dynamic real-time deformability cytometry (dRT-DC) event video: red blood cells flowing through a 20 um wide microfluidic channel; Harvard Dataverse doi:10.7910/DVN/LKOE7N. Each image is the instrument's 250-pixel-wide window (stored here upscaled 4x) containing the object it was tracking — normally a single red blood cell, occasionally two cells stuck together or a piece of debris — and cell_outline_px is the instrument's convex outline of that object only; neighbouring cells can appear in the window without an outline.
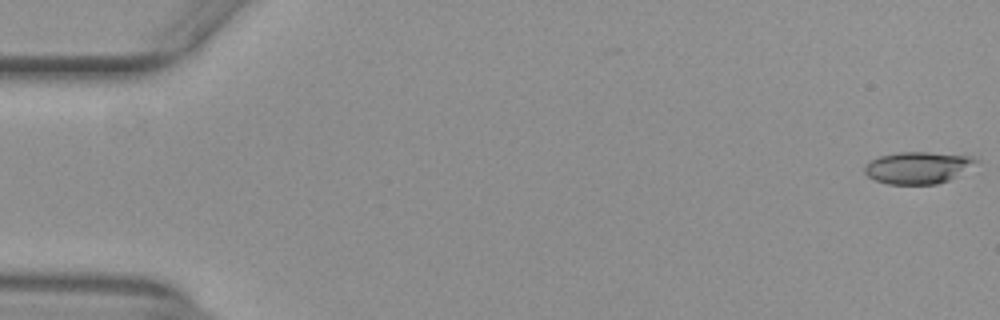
{"species": "common noctule bat (a hibernating species)", "species_latin": "Nyctalus noctula", "temperature_condition": "warm", "stored_images_in_passage": 9, "camera_frame_rate_fps": 3000, "um_per_image_px": 0.085, "animal": {"sex": "female", "body_mass_g": 29.2, "forearm_length_mm": 56.3}, "frame": {"image": 1, "passage_image": 1, "time_ms": 0.0, "image_size_px": [1000, 320], "cell_outline_px": [[980, 160], [956, 176], [948, 180], [936, 184], [888, 184], [876, 180], [868, 176], [864, 172], [864, 168], [868, 160], [880, 156], [896, 152], [928, 152], [976, 156]], "centroid_in_image_um": [78.0, 14.23], "position_along_channel_um": 7.0, "area_um2": 20.75}}